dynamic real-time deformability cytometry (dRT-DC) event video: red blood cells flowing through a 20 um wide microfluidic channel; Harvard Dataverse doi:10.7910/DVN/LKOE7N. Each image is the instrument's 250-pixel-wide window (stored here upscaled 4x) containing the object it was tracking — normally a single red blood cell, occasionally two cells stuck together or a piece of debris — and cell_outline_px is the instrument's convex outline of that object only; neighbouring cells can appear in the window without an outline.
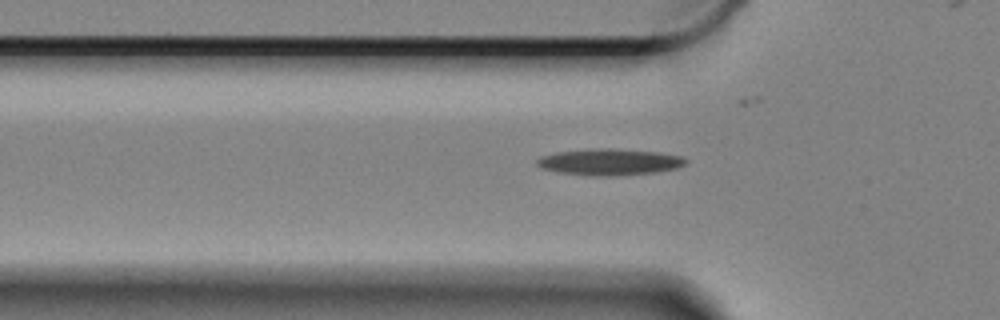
{"species": "Egyptian fruit bat (a non-hibernating species)", "species_latin": "Rousettus aegyptiacus", "temperature_condition": "cold", "stored_images_in_passage": 35, "camera_frame_rate_fps": 3000, "um_per_image_px": 0.085, "animal": {"sex": "female"}, "frame": {"image": 1, "passage_image": 2, "time_ms": 0.333, "image_size_px": [1000, 320], "cell_outline_px": [[688, 160], [684, 164], [676, 168], [656, 172], [608, 176], [596, 176], [560, 172], [544, 168], [536, 164], [536, 160], [540, 156], [556, 152], [604, 148], [612, 148], [660, 152], [684, 156]], "centroid_in_image_um": [51.85, 13.76], "position_along_channel_um": 73.9, "area_um2": 22.72}}
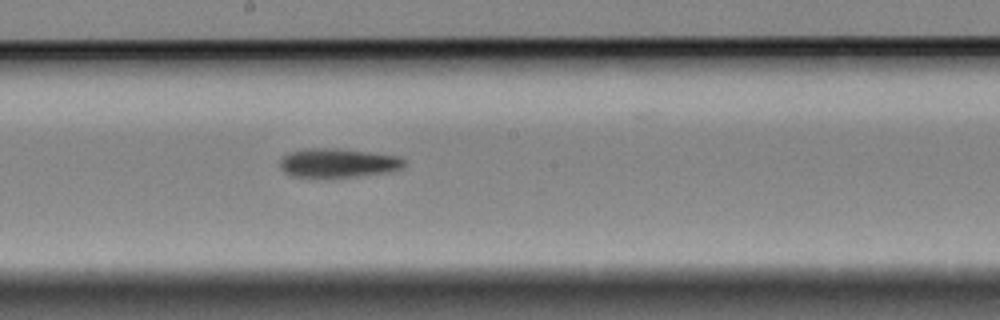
{"frame": {"image": 2, "passage_image": 15, "time_ms": 4.667, "image_size_px": [1000, 320], "cell_outline_px": [[404, 164], [400, 168], [388, 172], [324, 180], [288, 176], [280, 168], [280, 160], [288, 152], [304, 148], [328, 148], [368, 152], [396, 156], [404, 160]], "centroid_in_image_um": [28.6, 13.89], "position_along_channel_um": 219.6, "area_um2": 21.5}}
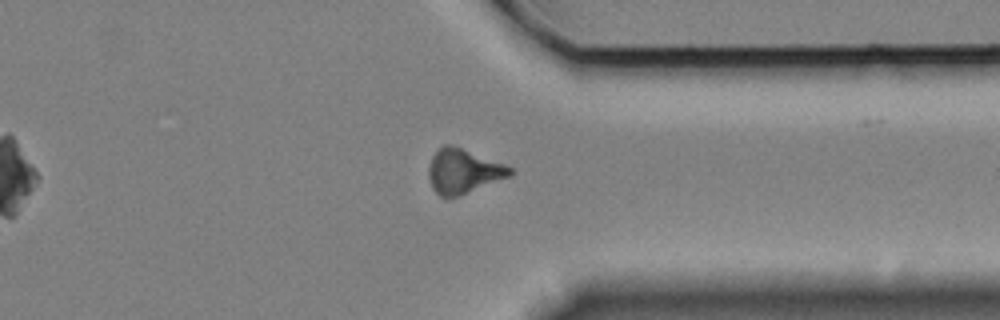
{"frame": {"image": 3, "passage_image": 29, "time_ms": 9.333, "image_size_px": [1000, 320], "cell_outline_px": [[512, 176], [456, 196], [440, 196], [432, 188], [428, 176], [428, 168], [432, 156], [444, 144], [452, 144], [504, 164], [512, 168]], "centroid_in_image_um": [39.37, 14.53], "position_along_channel_um": 372.0, "area_um2": 20.81}, "authors_computed_cell_mechanics": {"area_um2": 20.8658, "velocity_mm_per_s": 3.3268, "shape_relaxation_time_tau1_ms": 5.6067, "shape_relaxation_time_tau2_ms": null, "deformation_change_tau1": 0.1494, "deformation_change_tau2": null}}